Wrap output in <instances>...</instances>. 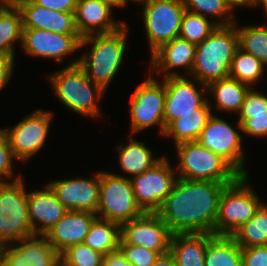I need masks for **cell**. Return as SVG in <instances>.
Returning a JSON list of instances; mask_svg holds the SVG:
<instances>
[{"mask_svg":"<svg viewBox=\"0 0 267 266\" xmlns=\"http://www.w3.org/2000/svg\"><path fill=\"white\" fill-rule=\"evenodd\" d=\"M226 184L177 178L157 212L171 234L215 235L219 198Z\"/></svg>","mask_w":267,"mask_h":266,"instance_id":"cell-1","label":"cell"},{"mask_svg":"<svg viewBox=\"0 0 267 266\" xmlns=\"http://www.w3.org/2000/svg\"><path fill=\"white\" fill-rule=\"evenodd\" d=\"M127 23L118 31L109 34H94L83 37L80 50L90 46L89 53L79 57V66L87 77L107 92L124 61L129 29Z\"/></svg>","mask_w":267,"mask_h":266,"instance_id":"cell-2","label":"cell"},{"mask_svg":"<svg viewBox=\"0 0 267 266\" xmlns=\"http://www.w3.org/2000/svg\"><path fill=\"white\" fill-rule=\"evenodd\" d=\"M239 48L236 23L218 26L204 41L196 44L190 77L206 86L229 77L232 59Z\"/></svg>","mask_w":267,"mask_h":266,"instance_id":"cell-3","label":"cell"},{"mask_svg":"<svg viewBox=\"0 0 267 266\" xmlns=\"http://www.w3.org/2000/svg\"><path fill=\"white\" fill-rule=\"evenodd\" d=\"M78 64L79 58L74 59L63 69L52 72L48 78L63 105L76 114L97 119L101 114L98 101L105 90L93 83Z\"/></svg>","mask_w":267,"mask_h":266,"instance_id":"cell-4","label":"cell"},{"mask_svg":"<svg viewBox=\"0 0 267 266\" xmlns=\"http://www.w3.org/2000/svg\"><path fill=\"white\" fill-rule=\"evenodd\" d=\"M174 147L178 155L177 178L229 185L241 176L227 160L198 141L182 142Z\"/></svg>","mask_w":267,"mask_h":266,"instance_id":"cell-5","label":"cell"},{"mask_svg":"<svg viewBox=\"0 0 267 266\" xmlns=\"http://www.w3.org/2000/svg\"><path fill=\"white\" fill-rule=\"evenodd\" d=\"M18 174L0 183V247L34 235L29 221L26 184Z\"/></svg>","mask_w":267,"mask_h":266,"instance_id":"cell-6","label":"cell"},{"mask_svg":"<svg viewBox=\"0 0 267 266\" xmlns=\"http://www.w3.org/2000/svg\"><path fill=\"white\" fill-rule=\"evenodd\" d=\"M249 175H241L235 182L226 185L219 198L215 235L232 236L248 222L264 202L251 188Z\"/></svg>","mask_w":267,"mask_h":266,"instance_id":"cell-7","label":"cell"},{"mask_svg":"<svg viewBox=\"0 0 267 266\" xmlns=\"http://www.w3.org/2000/svg\"><path fill=\"white\" fill-rule=\"evenodd\" d=\"M143 213L137 204L128 176L100 171L97 218L122 225Z\"/></svg>","mask_w":267,"mask_h":266,"instance_id":"cell-8","label":"cell"},{"mask_svg":"<svg viewBox=\"0 0 267 266\" xmlns=\"http://www.w3.org/2000/svg\"><path fill=\"white\" fill-rule=\"evenodd\" d=\"M165 98V84L156 80L151 74L137 86L130 99L132 135L157 125L159 133L164 135Z\"/></svg>","mask_w":267,"mask_h":266,"instance_id":"cell-9","label":"cell"},{"mask_svg":"<svg viewBox=\"0 0 267 266\" xmlns=\"http://www.w3.org/2000/svg\"><path fill=\"white\" fill-rule=\"evenodd\" d=\"M145 34L152 54L162 44L179 37L185 12L183 0H149L142 4Z\"/></svg>","mask_w":267,"mask_h":266,"instance_id":"cell-10","label":"cell"},{"mask_svg":"<svg viewBox=\"0 0 267 266\" xmlns=\"http://www.w3.org/2000/svg\"><path fill=\"white\" fill-rule=\"evenodd\" d=\"M237 128L227 121L212 114L202 130L198 142L205 148L215 152L227 160L241 175H248L246 167V153L243 149L241 124L236 120ZM239 130V131H237Z\"/></svg>","mask_w":267,"mask_h":266,"instance_id":"cell-11","label":"cell"},{"mask_svg":"<svg viewBox=\"0 0 267 266\" xmlns=\"http://www.w3.org/2000/svg\"><path fill=\"white\" fill-rule=\"evenodd\" d=\"M175 169L164 155L151 169L130 179L135 199L143 212L157 213L160 210L177 179Z\"/></svg>","mask_w":267,"mask_h":266,"instance_id":"cell-12","label":"cell"},{"mask_svg":"<svg viewBox=\"0 0 267 266\" xmlns=\"http://www.w3.org/2000/svg\"><path fill=\"white\" fill-rule=\"evenodd\" d=\"M53 117V112L38 109L22 118L15 126L4 128L18 161L27 163L44 147Z\"/></svg>","mask_w":267,"mask_h":266,"instance_id":"cell-13","label":"cell"},{"mask_svg":"<svg viewBox=\"0 0 267 266\" xmlns=\"http://www.w3.org/2000/svg\"><path fill=\"white\" fill-rule=\"evenodd\" d=\"M161 81L165 84L166 89L164 105L165 129L181 115L197 113V108L208 98L207 86L193 77H186V74L185 76L166 77ZM198 83L200 90L197 88L199 86Z\"/></svg>","mask_w":267,"mask_h":266,"instance_id":"cell-14","label":"cell"},{"mask_svg":"<svg viewBox=\"0 0 267 266\" xmlns=\"http://www.w3.org/2000/svg\"><path fill=\"white\" fill-rule=\"evenodd\" d=\"M81 40L80 34H58L43 29L23 28L22 48L31 57L63 63L65 57L80 50Z\"/></svg>","mask_w":267,"mask_h":266,"instance_id":"cell-15","label":"cell"},{"mask_svg":"<svg viewBox=\"0 0 267 266\" xmlns=\"http://www.w3.org/2000/svg\"><path fill=\"white\" fill-rule=\"evenodd\" d=\"M171 235L158 213L144 212L121 225L120 243L143 246L164 254L169 251Z\"/></svg>","mask_w":267,"mask_h":266,"instance_id":"cell-16","label":"cell"},{"mask_svg":"<svg viewBox=\"0 0 267 266\" xmlns=\"http://www.w3.org/2000/svg\"><path fill=\"white\" fill-rule=\"evenodd\" d=\"M68 211L97 212L100 194V171L93 177L47 182Z\"/></svg>","mask_w":267,"mask_h":266,"instance_id":"cell-17","label":"cell"},{"mask_svg":"<svg viewBox=\"0 0 267 266\" xmlns=\"http://www.w3.org/2000/svg\"><path fill=\"white\" fill-rule=\"evenodd\" d=\"M60 254L44 235L0 247V266H49Z\"/></svg>","mask_w":267,"mask_h":266,"instance_id":"cell-18","label":"cell"},{"mask_svg":"<svg viewBox=\"0 0 267 266\" xmlns=\"http://www.w3.org/2000/svg\"><path fill=\"white\" fill-rule=\"evenodd\" d=\"M195 53V43L180 37L174 38L173 40L162 44L150 55V74L152 76L153 74H163L161 78L182 76L180 71H176V69L181 67L182 69H186V76H190Z\"/></svg>","mask_w":267,"mask_h":266,"instance_id":"cell-19","label":"cell"},{"mask_svg":"<svg viewBox=\"0 0 267 266\" xmlns=\"http://www.w3.org/2000/svg\"><path fill=\"white\" fill-rule=\"evenodd\" d=\"M113 5L103 0H77L75 23L80 36L109 34L123 27L125 21L112 17Z\"/></svg>","mask_w":267,"mask_h":266,"instance_id":"cell-20","label":"cell"},{"mask_svg":"<svg viewBox=\"0 0 267 266\" xmlns=\"http://www.w3.org/2000/svg\"><path fill=\"white\" fill-rule=\"evenodd\" d=\"M14 3L22 15L23 28L48 30L58 34H79L75 14L50 10L31 0H7Z\"/></svg>","mask_w":267,"mask_h":266,"instance_id":"cell-21","label":"cell"},{"mask_svg":"<svg viewBox=\"0 0 267 266\" xmlns=\"http://www.w3.org/2000/svg\"><path fill=\"white\" fill-rule=\"evenodd\" d=\"M27 200L34 235H44L68 211L48 184L42 190L28 192Z\"/></svg>","mask_w":267,"mask_h":266,"instance_id":"cell-22","label":"cell"},{"mask_svg":"<svg viewBox=\"0 0 267 266\" xmlns=\"http://www.w3.org/2000/svg\"><path fill=\"white\" fill-rule=\"evenodd\" d=\"M96 218L97 215L92 212L67 211L44 236L61 254L68 247L84 242L91 224Z\"/></svg>","mask_w":267,"mask_h":266,"instance_id":"cell-23","label":"cell"},{"mask_svg":"<svg viewBox=\"0 0 267 266\" xmlns=\"http://www.w3.org/2000/svg\"><path fill=\"white\" fill-rule=\"evenodd\" d=\"M214 236L210 233L172 234L169 252L177 266H205L208 241Z\"/></svg>","mask_w":267,"mask_h":266,"instance_id":"cell-24","label":"cell"},{"mask_svg":"<svg viewBox=\"0 0 267 266\" xmlns=\"http://www.w3.org/2000/svg\"><path fill=\"white\" fill-rule=\"evenodd\" d=\"M208 99L197 108V113L184 114L173 120L166 127L163 136L174 139V146L182 142L197 141L213 114L211 111L213 106Z\"/></svg>","mask_w":267,"mask_h":266,"instance_id":"cell-25","label":"cell"},{"mask_svg":"<svg viewBox=\"0 0 267 266\" xmlns=\"http://www.w3.org/2000/svg\"><path fill=\"white\" fill-rule=\"evenodd\" d=\"M125 144H118L116 150L120 168L124 173L130 175L128 178H132L139 175L157 164L163 156L155 157L152 154V150L148 148L144 142L137 141L132 137V134L128 135Z\"/></svg>","mask_w":267,"mask_h":266,"instance_id":"cell-26","label":"cell"},{"mask_svg":"<svg viewBox=\"0 0 267 266\" xmlns=\"http://www.w3.org/2000/svg\"><path fill=\"white\" fill-rule=\"evenodd\" d=\"M250 86L237 79L227 77L207 85V94L214 98L217 111L239 113Z\"/></svg>","mask_w":267,"mask_h":266,"instance_id":"cell-27","label":"cell"},{"mask_svg":"<svg viewBox=\"0 0 267 266\" xmlns=\"http://www.w3.org/2000/svg\"><path fill=\"white\" fill-rule=\"evenodd\" d=\"M23 22L17 6L9 1L0 5V55L15 57V42L22 45Z\"/></svg>","mask_w":267,"mask_h":266,"instance_id":"cell-28","label":"cell"},{"mask_svg":"<svg viewBox=\"0 0 267 266\" xmlns=\"http://www.w3.org/2000/svg\"><path fill=\"white\" fill-rule=\"evenodd\" d=\"M205 266H243L242 248L232 236L214 235L207 243Z\"/></svg>","mask_w":267,"mask_h":266,"instance_id":"cell-29","label":"cell"},{"mask_svg":"<svg viewBox=\"0 0 267 266\" xmlns=\"http://www.w3.org/2000/svg\"><path fill=\"white\" fill-rule=\"evenodd\" d=\"M120 240V224L96 218L91 224L83 243L105 256L118 251Z\"/></svg>","mask_w":267,"mask_h":266,"instance_id":"cell-30","label":"cell"},{"mask_svg":"<svg viewBox=\"0 0 267 266\" xmlns=\"http://www.w3.org/2000/svg\"><path fill=\"white\" fill-rule=\"evenodd\" d=\"M241 248L267 246V203L263 202L254 216L232 235Z\"/></svg>","mask_w":267,"mask_h":266,"instance_id":"cell-31","label":"cell"},{"mask_svg":"<svg viewBox=\"0 0 267 266\" xmlns=\"http://www.w3.org/2000/svg\"><path fill=\"white\" fill-rule=\"evenodd\" d=\"M265 68L266 65L259 59L238 48L232 59L229 77L237 79L252 88L262 80Z\"/></svg>","mask_w":267,"mask_h":266,"instance_id":"cell-32","label":"cell"},{"mask_svg":"<svg viewBox=\"0 0 267 266\" xmlns=\"http://www.w3.org/2000/svg\"><path fill=\"white\" fill-rule=\"evenodd\" d=\"M237 22L239 48L267 65V23L239 27Z\"/></svg>","mask_w":267,"mask_h":266,"instance_id":"cell-33","label":"cell"},{"mask_svg":"<svg viewBox=\"0 0 267 266\" xmlns=\"http://www.w3.org/2000/svg\"><path fill=\"white\" fill-rule=\"evenodd\" d=\"M185 10L212 19L218 26L235 24L234 10L223 0H183ZM212 16V18H210ZM215 19V20H214Z\"/></svg>","mask_w":267,"mask_h":266,"instance_id":"cell-34","label":"cell"},{"mask_svg":"<svg viewBox=\"0 0 267 266\" xmlns=\"http://www.w3.org/2000/svg\"><path fill=\"white\" fill-rule=\"evenodd\" d=\"M218 27L212 19L185 10L179 37L198 44L204 41Z\"/></svg>","mask_w":267,"mask_h":266,"instance_id":"cell-35","label":"cell"},{"mask_svg":"<svg viewBox=\"0 0 267 266\" xmlns=\"http://www.w3.org/2000/svg\"><path fill=\"white\" fill-rule=\"evenodd\" d=\"M66 266H102L104 255L84 243L68 247L60 254Z\"/></svg>","mask_w":267,"mask_h":266,"instance_id":"cell-36","label":"cell"},{"mask_svg":"<svg viewBox=\"0 0 267 266\" xmlns=\"http://www.w3.org/2000/svg\"><path fill=\"white\" fill-rule=\"evenodd\" d=\"M118 250L135 266H152L160 256V253L157 251L128 243H119Z\"/></svg>","mask_w":267,"mask_h":266,"instance_id":"cell-37","label":"cell"},{"mask_svg":"<svg viewBox=\"0 0 267 266\" xmlns=\"http://www.w3.org/2000/svg\"><path fill=\"white\" fill-rule=\"evenodd\" d=\"M267 113V95L264 92L250 88L241 109L238 118H250L251 115H259Z\"/></svg>","mask_w":267,"mask_h":266,"instance_id":"cell-38","label":"cell"},{"mask_svg":"<svg viewBox=\"0 0 267 266\" xmlns=\"http://www.w3.org/2000/svg\"><path fill=\"white\" fill-rule=\"evenodd\" d=\"M17 161L10 147L9 139L4 128L0 129V183L15 176L13 161ZM4 181H3V179ZM6 179V180H5Z\"/></svg>","mask_w":267,"mask_h":266,"instance_id":"cell-39","label":"cell"},{"mask_svg":"<svg viewBox=\"0 0 267 266\" xmlns=\"http://www.w3.org/2000/svg\"><path fill=\"white\" fill-rule=\"evenodd\" d=\"M241 134L244 136L263 138L267 136V113L251 115L250 118H238Z\"/></svg>","mask_w":267,"mask_h":266,"instance_id":"cell-40","label":"cell"},{"mask_svg":"<svg viewBox=\"0 0 267 266\" xmlns=\"http://www.w3.org/2000/svg\"><path fill=\"white\" fill-rule=\"evenodd\" d=\"M243 266H267V246L242 248Z\"/></svg>","mask_w":267,"mask_h":266,"instance_id":"cell-41","label":"cell"},{"mask_svg":"<svg viewBox=\"0 0 267 266\" xmlns=\"http://www.w3.org/2000/svg\"><path fill=\"white\" fill-rule=\"evenodd\" d=\"M34 4H37L41 7L60 11V12H69L75 13L76 2L77 0H31Z\"/></svg>","mask_w":267,"mask_h":266,"instance_id":"cell-42","label":"cell"},{"mask_svg":"<svg viewBox=\"0 0 267 266\" xmlns=\"http://www.w3.org/2000/svg\"><path fill=\"white\" fill-rule=\"evenodd\" d=\"M15 57H6L0 55V91L6 87L13 75Z\"/></svg>","mask_w":267,"mask_h":266,"instance_id":"cell-43","label":"cell"},{"mask_svg":"<svg viewBox=\"0 0 267 266\" xmlns=\"http://www.w3.org/2000/svg\"><path fill=\"white\" fill-rule=\"evenodd\" d=\"M102 266H135V265L130 263L118 250L113 253L106 254L103 258Z\"/></svg>","mask_w":267,"mask_h":266,"instance_id":"cell-44","label":"cell"},{"mask_svg":"<svg viewBox=\"0 0 267 266\" xmlns=\"http://www.w3.org/2000/svg\"><path fill=\"white\" fill-rule=\"evenodd\" d=\"M152 266H177L172 254L167 253L160 254L155 263Z\"/></svg>","mask_w":267,"mask_h":266,"instance_id":"cell-45","label":"cell"},{"mask_svg":"<svg viewBox=\"0 0 267 266\" xmlns=\"http://www.w3.org/2000/svg\"><path fill=\"white\" fill-rule=\"evenodd\" d=\"M232 9H237V7H247L250 8V0H223Z\"/></svg>","mask_w":267,"mask_h":266,"instance_id":"cell-46","label":"cell"},{"mask_svg":"<svg viewBox=\"0 0 267 266\" xmlns=\"http://www.w3.org/2000/svg\"><path fill=\"white\" fill-rule=\"evenodd\" d=\"M262 7L267 18V0H250V7Z\"/></svg>","mask_w":267,"mask_h":266,"instance_id":"cell-47","label":"cell"},{"mask_svg":"<svg viewBox=\"0 0 267 266\" xmlns=\"http://www.w3.org/2000/svg\"><path fill=\"white\" fill-rule=\"evenodd\" d=\"M49 266H66L64 258L59 255Z\"/></svg>","mask_w":267,"mask_h":266,"instance_id":"cell-48","label":"cell"},{"mask_svg":"<svg viewBox=\"0 0 267 266\" xmlns=\"http://www.w3.org/2000/svg\"><path fill=\"white\" fill-rule=\"evenodd\" d=\"M103 1L110 3L115 8H120V7L123 8V0H103Z\"/></svg>","mask_w":267,"mask_h":266,"instance_id":"cell-49","label":"cell"},{"mask_svg":"<svg viewBox=\"0 0 267 266\" xmlns=\"http://www.w3.org/2000/svg\"><path fill=\"white\" fill-rule=\"evenodd\" d=\"M129 1H133L135 3L138 2L139 4L140 3L144 4V3L148 2L149 0H123V7L124 8L128 5Z\"/></svg>","mask_w":267,"mask_h":266,"instance_id":"cell-50","label":"cell"},{"mask_svg":"<svg viewBox=\"0 0 267 266\" xmlns=\"http://www.w3.org/2000/svg\"><path fill=\"white\" fill-rule=\"evenodd\" d=\"M6 0H0V5H2Z\"/></svg>","mask_w":267,"mask_h":266,"instance_id":"cell-51","label":"cell"}]
</instances>
